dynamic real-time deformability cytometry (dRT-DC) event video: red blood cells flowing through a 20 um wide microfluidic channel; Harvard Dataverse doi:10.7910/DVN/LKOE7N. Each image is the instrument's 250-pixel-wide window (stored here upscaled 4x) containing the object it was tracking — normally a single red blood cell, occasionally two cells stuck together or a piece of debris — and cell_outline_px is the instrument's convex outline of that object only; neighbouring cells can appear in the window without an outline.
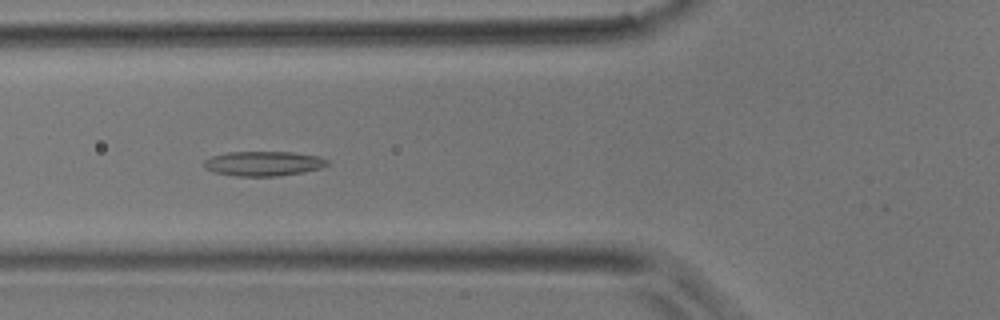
{"species": "common noctule bat (a hibernating species)", "species_latin": "Nyctalus noctula", "temperature_condition": "room temperature", "stored_images_in_passage": 5, "camera_frame_rate_fps": 3000, "um_per_image_px": 0.085, "animal": {"sex": "male", "body_mass_g": 17.9}, "frame": {"image": 1, "passage_image": 4, "time_ms": 1.0, "image_size_px": [1000, 320], "cell_outline_px": [[328, 164], [320, 168], [304, 172], [280, 176], [236, 176], [212, 172], [204, 168], [204, 160], [212, 156], [228, 152], [292, 152], [320, 156], [328, 160]], "centroid_in_image_um": [22.39, 13.9], "position_along_channel_um": 103.4, "area_um2": 17.86}}